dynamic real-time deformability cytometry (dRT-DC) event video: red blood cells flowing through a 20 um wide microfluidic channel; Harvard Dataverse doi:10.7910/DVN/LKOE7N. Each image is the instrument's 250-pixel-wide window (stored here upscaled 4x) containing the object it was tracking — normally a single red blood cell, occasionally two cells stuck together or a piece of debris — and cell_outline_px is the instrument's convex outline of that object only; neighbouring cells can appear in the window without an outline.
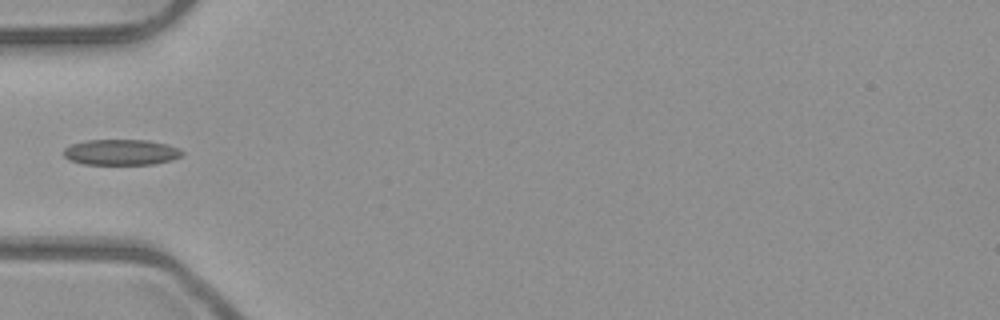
{"species": "common noctule bat (a hibernating species)", "species_latin": "Nyctalus noctula", "temperature_condition": "room temperature", "stored_images_in_passage": 6, "camera_frame_rate_fps": 3000, "um_per_image_px": 0.085, "animal": {"sex": "male", "body_mass_g": 23.1, "forearm_length_mm": 52.7}, "frame": {"image": 1, "passage_image": 5, "time_ms": 1.333, "image_size_px": [1000, 320], "cell_outline_px": [[184, 152], [180, 156], [172, 160], [156, 164], [84, 164], [68, 160], [64, 156], [64, 148], [72, 144], [88, 140], [144, 140], [164, 144], [180, 148]], "centroid_in_image_um": [10.29, 12.95], "position_along_channel_um": 74.7, "area_um2": 17.69}}
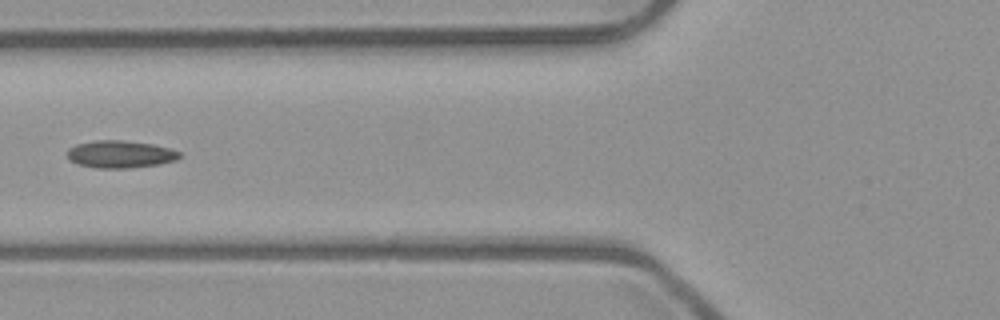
{"frame": {"image": 2, "passage_image": 6, "time_ms": 1.667, "image_size_px": [1000, 320], "cell_outline_px": [[180, 156], [176, 160], [160, 164], [128, 168], [96, 168], [80, 164], [72, 160], [68, 156], [68, 148], [76, 144], [96, 140], [124, 140], [152, 144], [172, 148], [180, 152]], "centroid_in_image_um": [10.26, 13.1], "position_along_channel_um": 115.5, "area_um2": 17.86}}